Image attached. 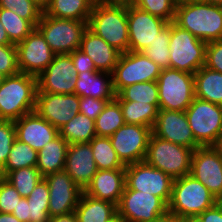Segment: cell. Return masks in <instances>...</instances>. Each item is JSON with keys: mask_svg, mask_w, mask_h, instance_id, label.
<instances>
[{"mask_svg": "<svg viewBox=\"0 0 222 222\" xmlns=\"http://www.w3.org/2000/svg\"><path fill=\"white\" fill-rule=\"evenodd\" d=\"M15 139L16 129L14 121L0 120V172L5 166Z\"/></svg>", "mask_w": 222, "mask_h": 222, "instance_id": "cell-42", "label": "cell"}, {"mask_svg": "<svg viewBox=\"0 0 222 222\" xmlns=\"http://www.w3.org/2000/svg\"><path fill=\"white\" fill-rule=\"evenodd\" d=\"M76 75L69 54L55 55L52 62L37 77V92L74 94Z\"/></svg>", "mask_w": 222, "mask_h": 222, "instance_id": "cell-18", "label": "cell"}, {"mask_svg": "<svg viewBox=\"0 0 222 222\" xmlns=\"http://www.w3.org/2000/svg\"><path fill=\"white\" fill-rule=\"evenodd\" d=\"M129 51L141 52L152 43L169 22L127 3Z\"/></svg>", "mask_w": 222, "mask_h": 222, "instance_id": "cell-14", "label": "cell"}, {"mask_svg": "<svg viewBox=\"0 0 222 222\" xmlns=\"http://www.w3.org/2000/svg\"><path fill=\"white\" fill-rule=\"evenodd\" d=\"M182 222H194L193 220H183Z\"/></svg>", "mask_w": 222, "mask_h": 222, "instance_id": "cell-62", "label": "cell"}, {"mask_svg": "<svg viewBox=\"0 0 222 222\" xmlns=\"http://www.w3.org/2000/svg\"><path fill=\"white\" fill-rule=\"evenodd\" d=\"M36 165L37 151L30 145L21 142L16 138L9 152L5 166L0 172V177H4L10 171L21 169L23 167H36Z\"/></svg>", "mask_w": 222, "mask_h": 222, "instance_id": "cell-33", "label": "cell"}, {"mask_svg": "<svg viewBox=\"0 0 222 222\" xmlns=\"http://www.w3.org/2000/svg\"><path fill=\"white\" fill-rule=\"evenodd\" d=\"M190 175L217 200L222 198V157L214 146L199 147L193 151Z\"/></svg>", "mask_w": 222, "mask_h": 222, "instance_id": "cell-16", "label": "cell"}, {"mask_svg": "<svg viewBox=\"0 0 222 222\" xmlns=\"http://www.w3.org/2000/svg\"><path fill=\"white\" fill-rule=\"evenodd\" d=\"M87 22L56 18L42 13L36 28L56 55L70 54L80 48L82 37L88 28Z\"/></svg>", "mask_w": 222, "mask_h": 222, "instance_id": "cell-7", "label": "cell"}, {"mask_svg": "<svg viewBox=\"0 0 222 222\" xmlns=\"http://www.w3.org/2000/svg\"><path fill=\"white\" fill-rule=\"evenodd\" d=\"M120 104L125 124L143 125L153 128L159 104L139 103L137 101H117Z\"/></svg>", "mask_w": 222, "mask_h": 222, "instance_id": "cell-30", "label": "cell"}, {"mask_svg": "<svg viewBox=\"0 0 222 222\" xmlns=\"http://www.w3.org/2000/svg\"><path fill=\"white\" fill-rule=\"evenodd\" d=\"M12 44L9 40L8 34L0 22V45Z\"/></svg>", "mask_w": 222, "mask_h": 222, "instance_id": "cell-51", "label": "cell"}, {"mask_svg": "<svg viewBox=\"0 0 222 222\" xmlns=\"http://www.w3.org/2000/svg\"><path fill=\"white\" fill-rule=\"evenodd\" d=\"M79 49L93 60L98 71L110 74L113 73L121 55V52L88 28L82 37Z\"/></svg>", "mask_w": 222, "mask_h": 222, "instance_id": "cell-24", "label": "cell"}, {"mask_svg": "<svg viewBox=\"0 0 222 222\" xmlns=\"http://www.w3.org/2000/svg\"><path fill=\"white\" fill-rule=\"evenodd\" d=\"M34 2L37 6H39L42 11L46 9V7L50 4L51 0H31Z\"/></svg>", "mask_w": 222, "mask_h": 222, "instance_id": "cell-54", "label": "cell"}, {"mask_svg": "<svg viewBox=\"0 0 222 222\" xmlns=\"http://www.w3.org/2000/svg\"><path fill=\"white\" fill-rule=\"evenodd\" d=\"M0 222H22L12 213H0Z\"/></svg>", "mask_w": 222, "mask_h": 222, "instance_id": "cell-52", "label": "cell"}, {"mask_svg": "<svg viewBox=\"0 0 222 222\" xmlns=\"http://www.w3.org/2000/svg\"><path fill=\"white\" fill-rule=\"evenodd\" d=\"M193 149L150 135L145 162L173 180L190 174Z\"/></svg>", "mask_w": 222, "mask_h": 222, "instance_id": "cell-5", "label": "cell"}, {"mask_svg": "<svg viewBox=\"0 0 222 222\" xmlns=\"http://www.w3.org/2000/svg\"><path fill=\"white\" fill-rule=\"evenodd\" d=\"M89 143L98 170L125 169L109 137L96 135Z\"/></svg>", "mask_w": 222, "mask_h": 222, "instance_id": "cell-32", "label": "cell"}, {"mask_svg": "<svg viewBox=\"0 0 222 222\" xmlns=\"http://www.w3.org/2000/svg\"><path fill=\"white\" fill-rule=\"evenodd\" d=\"M107 222H126L118 213Z\"/></svg>", "mask_w": 222, "mask_h": 222, "instance_id": "cell-57", "label": "cell"}, {"mask_svg": "<svg viewBox=\"0 0 222 222\" xmlns=\"http://www.w3.org/2000/svg\"><path fill=\"white\" fill-rule=\"evenodd\" d=\"M159 109L186 111L195 98L194 74L162 69L157 79Z\"/></svg>", "mask_w": 222, "mask_h": 222, "instance_id": "cell-8", "label": "cell"}, {"mask_svg": "<svg viewBox=\"0 0 222 222\" xmlns=\"http://www.w3.org/2000/svg\"><path fill=\"white\" fill-rule=\"evenodd\" d=\"M59 135L68 144L89 143L96 136L95 121L79 112L59 129Z\"/></svg>", "mask_w": 222, "mask_h": 222, "instance_id": "cell-31", "label": "cell"}, {"mask_svg": "<svg viewBox=\"0 0 222 222\" xmlns=\"http://www.w3.org/2000/svg\"><path fill=\"white\" fill-rule=\"evenodd\" d=\"M49 205L30 204L22 197L12 214L22 222H49Z\"/></svg>", "mask_w": 222, "mask_h": 222, "instance_id": "cell-41", "label": "cell"}, {"mask_svg": "<svg viewBox=\"0 0 222 222\" xmlns=\"http://www.w3.org/2000/svg\"><path fill=\"white\" fill-rule=\"evenodd\" d=\"M49 222H77V218L75 215V212L57 216V217H52L50 218Z\"/></svg>", "mask_w": 222, "mask_h": 222, "instance_id": "cell-50", "label": "cell"}, {"mask_svg": "<svg viewBox=\"0 0 222 222\" xmlns=\"http://www.w3.org/2000/svg\"><path fill=\"white\" fill-rule=\"evenodd\" d=\"M110 101L113 100L94 99L90 96L80 97L79 112L95 121L97 116L103 111L106 104Z\"/></svg>", "mask_w": 222, "mask_h": 222, "instance_id": "cell-46", "label": "cell"}, {"mask_svg": "<svg viewBox=\"0 0 222 222\" xmlns=\"http://www.w3.org/2000/svg\"><path fill=\"white\" fill-rule=\"evenodd\" d=\"M205 66L222 73V39L207 43Z\"/></svg>", "mask_w": 222, "mask_h": 222, "instance_id": "cell-45", "label": "cell"}, {"mask_svg": "<svg viewBox=\"0 0 222 222\" xmlns=\"http://www.w3.org/2000/svg\"><path fill=\"white\" fill-rule=\"evenodd\" d=\"M207 3L222 6V0H207Z\"/></svg>", "mask_w": 222, "mask_h": 222, "instance_id": "cell-59", "label": "cell"}, {"mask_svg": "<svg viewBox=\"0 0 222 222\" xmlns=\"http://www.w3.org/2000/svg\"><path fill=\"white\" fill-rule=\"evenodd\" d=\"M71 56L76 74L86 71H98L93 60L82 50L76 49L69 54Z\"/></svg>", "mask_w": 222, "mask_h": 222, "instance_id": "cell-47", "label": "cell"}, {"mask_svg": "<svg viewBox=\"0 0 222 222\" xmlns=\"http://www.w3.org/2000/svg\"><path fill=\"white\" fill-rule=\"evenodd\" d=\"M0 8L9 9L28 20L35 28L42 16V9L31 0H0Z\"/></svg>", "mask_w": 222, "mask_h": 222, "instance_id": "cell-40", "label": "cell"}, {"mask_svg": "<svg viewBox=\"0 0 222 222\" xmlns=\"http://www.w3.org/2000/svg\"><path fill=\"white\" fill-rule=\"evenodd\" d=\"M4 78L5 76L2 73H0V84L3 82Z\"/></svg>", "mask_w": 222, "mask_h": 222, "instance_id": "cell-60", "label": "cell"}, {"mask_svg": "<svg viewBox=\"0 0 222 222\" xmlns=\"http://www.w3.org/2000/svg\"><path fill=\"white\" fill-rule=\"evenodd\" d=\"M125 124L120 104L114 99L106 104L95 120L97 136L110 137Z\"/></svg>", "mask_w": 222, "mask_h": 222, "instance_id": "cell-34", "label": "cell"}, {"mask_svg": "<svg viewBox=\"0 0 222 222\" xmlns=\"http://www.w3.org/2000/svg\"><path fill=\"white\" fill-rule=\"evenodd\" d=\"M0 22L14 45L22 42L35 28L28 20L9 9L0 8Z\"/></svg>", "mask_w": 222, "mask_h": 222, "instance_id": "cell-36", "label": "cell"}, {"mask_svg": "<svg viewBox=\"0 0 222 222\" xmlns=\"http://www.w3.org/2000/svg\"><path fill=\"white\" fill-rule=\"evenodd\" d=\"M16 47L19 71L35 77L47 68L56 55L37 28Z\"/></svg>", "mask_w": 222, "mask_h": 222, "instance_id": "cell-15", "label": "cell"}, {"mask_svg": "<svg viewBox=\"0 0 222 222\" xmlns=\"http://www.w3.org/2000/svg\"><path fill=\"white\" fill-rule=\"evenodd\" d=\"M174 23L209 43L222 39V6L205 2L177 4Z\"/></svg>", "mask_w": 222, "mask_h": 222, "instance_id": "cell-2", "label": "cell"}, {"mask_svg": "<svg viewBox=\"0 0 222 222\" xmlns=\"http://www.w3.org/2000/svg\"><path fill=\"white\" fill-rule=\"evenodd\" d=\"M217 202L200 181L187 174L173 181L168 213L183 220H193Z\"/></svg>", "mask_w": 222, "mask_h": 222, "instance_id": "cell-4", "label": "cell"}, {"mask_svg": "<svg viewBox=\"0 0 222 222\" xmlns=\"http://www.w3.org/2000/svg\"><path fill=\"white\" fill-rule=\"evenodd\" d=\"M21 198L13 185L0 177V213H12Z\"/></svg>", "mask_w": 222, "mask_h": 222, "instance_id": "cell-44", "label": "cell"}, {"mask_svg": "<svg viewBox=\"0 0 222 222\" xmlns=\"http://www.w3.org/2000/svg\"><path fill=\"white\" fill-rule=\"evenodd\" d=\"M79 103L76 94L37 92L35 112L59 130L79 113Z\"/></svg>", "mask_w": 222, "mask_h": 222, "instance_id": "cell-19", "label": "cell"}, {"mask_svg": "<svg viewBox=\"0 0 222 222\" xmlns=\"http://www.w3.org/2000/svg\"><path fill=\"white\" fill-rule=\"evenodd\" d=\"M207 43L170 22V68L190 74L205 66Z\"/></svg>", "mask_w": 222, "mask_h": 222, "instance_id": "cell-6", "label": "cell"}, {"mask_svg": "<svg viewBox=\"0 0 222 222\" xmlns=\"http://www.w3.org/2000/svg\"><path fill=\"white\" fill-rule=\"evenodd\" d=\"M116 101H137L145 104H159L157 81L135 83L121 89L115 96Z\"/></svg>", "mask_w": 222, "mask_h": 222, "instance_id": "cell-35", "label": "cell"}, {"mask_svg": "<svg viewBox=\"0 0 222 222\" xmlns=\"http://www.w3.org/2000/svg\"><path fill=\"white\" fill-rule=\"evenodd\" d=\"M173 179L145 161L125 167V185L135 191L159 197L167 206L171 199Z\"/></svg>", "mask_w": 222, "mask_h": 222, "instance_id": "cell-11", "label": "cell"}, {"mask_svg": "<svg viewBox=\"0 0 222 222\" xmlns=\"http://www.w3.org/2000/svg\"><path fill=\"white\" fill-rule=\"evenodd\" d=\"M219 204L222 206V198L218 200Z\"/></svg>", "mask_w": 222, "mask_h": 222, "instance_id": "cell-61", "label": "cell"}, {"mask_svg": "<svg viewBox=\"0 0 222 222\" xmlns=\"http://www.w3.org/2000/svg\"><path fill=\"white\" fill-rule=\"evenodd\" d=\"M64 170L81 189L86 188L98 171L90 143L69 144Z\"/></svg>", "mask_w": 222, "mask_h": 222, "instance_id": "cell-22", "label": "cell"}, {"mask_svg": "<svg viewBox=\"0 0 222 222\" xmlns=\"http://www.w3.org/2000/svg\"><path fill=\"white\" fill-rule=\"evenodd\" d=\"M151 134L150 127L124 124L109 138L119 159L127 166L145 160Z\"/></svg>", "mask_w": 222, "mask_h": 222, "instance_id": "cell-13", "label": "cell"}, {"mask_svg": "<svg viewBox=\"0 0 222 222\" xmlns=\"http://www.w3.org/2000/svg\"><path fill=\"white\" fill-rule=\"evenodd\" d=\"M19 72L16 45H0V73L8 77Z\"/></svg>", "mask_w": 222, "mask_h": 222, "instance_id": "cell-43", "label": "cell"}, {"mask_svg": "<svg viewBox=\"0 0 222 222\" xmlns=\"http://www.w3.org/2000/svg\"><path fill=\"white\" fill-rule=\"evenodd\" d=\"M68 142L58 135L37 152V169L45 176L64 170Z\"/></svg>", "mask_w": 222, "mask_h": 222, "instance_id": "cell-26", "label": "cell"}, {"mask_svg": "<svg viewBox=\"0 0 222 222\" xmlns=\"http://www.w3.org/2000/svg\"><path fill=\"white\" fill-rule=\"evenodd\" d=\"M16 138L37 152L59 135V130L35 111L14 121Z\"/></svg>", "mask_w": 222, "mask_h": 222, "instance_id": "cell-21", "label": "cell"}, {"mask_svg": "<svg viewBox=\"0 0 222 222\" xmlns=\"http://www.w3.org/2000/svg\"><path fill=\"white\" fill-rule=\"evenodd\" d=\"M102 3H131L132 0H95Z\"/></svg>", "mask_w": 222, "mask_h": 222, "instance_id": "cell-55", "label": "cell"}, {"mask_svg": "<svg viewBox=\"0 0 222 222\" xmlns=\"http://www.w3.org/2000/svg\"><path fill=\"white\" fill-rule=\"evenodd\" d=\"M170 23L159 32L157 38L141 51L161 69L170 68Z\"/></svg>", "mask_w": 222, "mask_h": 222, "instance_id": "cell-38", "label": "cell"}, {"mask_svg": "<svg viewBox=\"0 0 222 222\" xmlns=\"http://www.w3.org/2000/svg\"><path fill=\"white\" fill-rule=\"evenodd\" d=\"M27 200L30 204L49 205V186L44 178L37 183Z\"/></svg>", "mask_w": 222, "mask_h": 222, "instance_id": "cell-48", "label": "cell"}, {"mask_svg": "<svg viewBox=\"0 0 222 222\" xmlns=\"http://www.w3.org/2000/svg\"><path fill=\"white\" fill-rule=\"evenodd\" d=\"M214 147L219 151L222 157V136L218 139V142L216 143Z\"/></svg>", "mask_w": 222, "mask_h": 222, "instance_id": "cell-58", "label": "cell"}, {"mask_svg": "<svg viewBox=\"0 0 222 222\" xmlns=\"http://www.w3.org/2000/svg\"><path fill=\"white\" fill-rule=\"evenodd\" d=\"M152 133L164 140L195 150V140L185 111L159 109Z\"/></svg>", "mask_w": 222, "mask_h": 222, "instance_id": "cell-20", "label": "cell"}, {"mask_svg": "<svg viewBox=\"0 0 222 222\" xmlns=\"http://www.w3.org/2000/svg\"><path fill=\"white\" fill-rule=\"evenodd\" d=\"M131 4L169 23L174 22L177 7L176 0H132Z\"/></svg>", "mask_w": 222, "mask_h": 222, "instance_id": "cell-39", "label": "cell"}, {"mask_svg": "<svg viewBox=\"0 0 222 222\" xmlns=\"http://www.w3.org/2000/svg\"><path fill=\"white\" fill-rule=\"evenodd\" d=\"M177 4H185V3H198V2H205L207 3V0H176Z\"/></svg>", "mask_w": 222, "mask_h": 222, "instance_id": "cell-56", "label": "cell"}, {"mask_svg": "<svg viewBox=\"0 0 222 222\" xmlns=\"http://www.w3.org/2000/svg\"><path fill=\"white\" fill-rule=\"evenodd\" d=\"M87 23L90 31L119 52L129 51L127 3L95 1Z\"/></svg>", "mask_w": 222, "mask_h": 222, "instance_id": "cell-1", "label": "cell"}, {"mask_svg": "<svg viewBox=\"0 0 222 222\" xmlns=\"http://www.w3.org/2000/svg\"><path fill=\"white\" fill-rule=\"evenodd\" d=\"M185 113L196 142L215 146L222 136V105L195 97Z\"/></svg>", "mask_w": 222, "mask_h": 222, "instance_id": "cell-9", "label": "cell"}, {"mask_svg": "<svg viewBox=\"0 0 222 222\" xmlns=\"http://www.w3.org/2000/svg\"><path fill=\"white\" fill-rule=\"evenodd\" d=\"M117 213L126 222H154L168 213V206L157 196L131 190L125 185Z\"/></svg>", "mask_w": 222, "mask_h": 222, "instance_id": "cell-12", "label": "cell"}, {"mask_svg": "<svg viewBox=\"0 0 222 222\" xmlns=\"http://www.w3.org/2000/svg\"><path fill=\"white\" fill-rule=\"evenodd\" d=\"M183 219L178 218L177 216L167 213L165 216L157 219L154 222H182Z\"/></svg>", "mask_w": 222, "mask_h": 222, "instance_id": "cell-53", "label": "cell"}, {"mask_svg": "<svg viewBox=\"0 0 222 222\" xmlns=\"http://www.w3.org/2000/svg\"><path fill=\"white\" fill-rule=\"evenodd\" d=\"M194 222H222V206L217 202L212 207L206 209L203 213L199 214Z\"/></svg>", "mask_w": 222, "mask_h": 222, "instance_id": "cell-49", "label": "cell"}, {"mask_svg": "<svg viewBox=\"0 0 222 222\" xmlns=\"http://www.w3.org/2000/svg\"><path fill=\"white\" fill-rule=\"evenodd\" d=\"M195 97L222 105V73L202 66L196 73Z\"/></svg>", "mask_w": 222, "mask_h": 222, "instance_id": "cell-28", "label": "cell"}, {"mask_svg": "<svg viewBox=\"0 0 222 222\" xmlns=\"http://www.w3.org/2000/svg\"><path fill=\"white\" fill-rule=\"evenodd\" d=\"M37 77L19 72L0 84V120L16 121L35 111Z\"/></svg>", "mask_w": 222, "mask_h": 222, "instance_id": "cell-3", "label": "cell"}, {"mask_svg": "<svg viewBox=\"0 0 222 222\" xmlns=\"http://www.w3.org/2000/svg\"><path fill=\"white\" fill-rule=\"evenodd\" d=\"M95 0H51L44 14L64 19L88 21Z\"/></svg>", "mask_w": 222, "mask_h": 222, "instance_id": "cell-29", "label": "cell"}, {"mask_svg": "<svg viewBox=\"0 0 222 222\" xmlns=\"http://www.w3.org/2000/svg\"><path fill=\"white\" fill-rule=\"evenodd\" d=\"M74 212L77 222H107L117 214V205L83 191Z\"/></svg>", "mask_w": 222, "mask_h": 222, "instance_id": "cell-27", "label": "cell"}, {"mask_svg": "<svg viewBox=\"0 0 222 222\" xmlns=\"http://www.w3.org/2000/svg\"><path fill=\"white\" fill-rule=\"evenodd\" d=\"M74 94L101 100H114L112 74L100 71H86L76 75Z\"/></svg>", "mask_w": 222, "mask_h": 222, "instance_id": "cell-25", "label": "cell"}, {"mask_svg": "<svg viewBox=\"0 0 222 222\" xmlns=\"http://www.w3.org/2000/svg\"><path fill=\"white\" fill-rule=\"evenodd\" d=\"M161 68L142 52L121 53L112 73L113 89L117 94L126 86L157 81Z\"/></svg>", "mask_w": 222, "mask_h": 222, "instance_id": "cell-10", "label": "cell"}, {"mask_svg": "<svg viewBox=\"0 0 222 222\" xmlns=\"http://www.w3.org/2000/svg\"><path fill=\"white\" fill-rule=\"evenodd\" d=\"M49 186V216L57 217L75 211L83 192L65 170L44 177Z\"/></svg>", "mask_w": 222, "mask_h": 222, "instance_id": "cell-17", "label": "cell"}, {"mask_svg": "<svg viewBox=\"0 0 222 222\" xmlns=\"http://www.w3.org/2000/svg\"><path fill=\"white\" fill-rule=\"evenodd\" d=\"M125 188V169L98 170L83 190L94 198L118 205Z\"/></svg>", "mask_w": 222, "mask_h": 222, "instance_id": "cell-23", "label": "cell"}, {"mask_svg": "<svg viewBox=\"0 0 222 222\" xmlns=\"http://www.w3.org/2000/svg\"><path fill=\"white\" fill-rule=\"evenodd\" d=\"M3 178L13 185L21 197L27 198L43 177L37 167H23L8 172Z\"/></svg>", "mask_w": 222, "mask_h": 222, "instance_id": "cell-37", "label": "cell"}]
</instances>
